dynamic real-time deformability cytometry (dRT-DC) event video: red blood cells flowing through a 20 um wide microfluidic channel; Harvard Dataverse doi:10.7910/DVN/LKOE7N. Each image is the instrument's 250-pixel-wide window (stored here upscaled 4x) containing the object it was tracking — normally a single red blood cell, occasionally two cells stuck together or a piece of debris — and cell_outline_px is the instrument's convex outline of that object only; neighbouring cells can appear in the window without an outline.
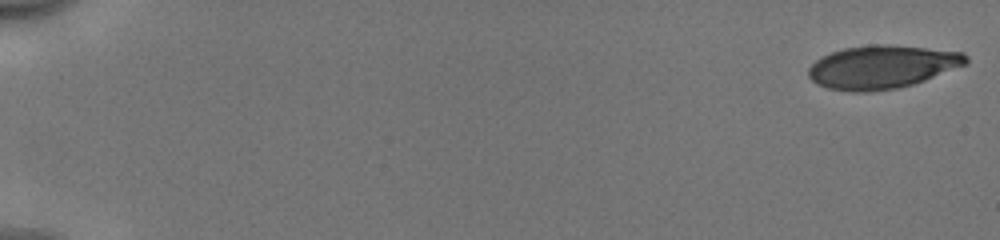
{"species": "human", "species_latin": "Homo sapiens", "temperature_condition": "cold", "stored_images_in_passage": 12, "camera_frame_rate_fps": 3000, "um_per_image_px": 0.085, "donor": {"sex": "male"}, "frame": {"image": 1, "passage_image": 1, "time_ms": 0.0, "image_size_px": [1000, 240], "cell_outline_px": [[968, 64], [924, 80], [912, 84], [896, 88], [868, 92], [852, 92], [828, 88], [816, 84], [808, 76], [808, 68], [816, 60], [832, 52], [844, 48], [872, 44], [888, 44], [964, 52], [968, 56]], "centroid_in_image_um": [74.98, 5.69], "position_along_channel_um": 10.0, "area_um2": 39.65}}